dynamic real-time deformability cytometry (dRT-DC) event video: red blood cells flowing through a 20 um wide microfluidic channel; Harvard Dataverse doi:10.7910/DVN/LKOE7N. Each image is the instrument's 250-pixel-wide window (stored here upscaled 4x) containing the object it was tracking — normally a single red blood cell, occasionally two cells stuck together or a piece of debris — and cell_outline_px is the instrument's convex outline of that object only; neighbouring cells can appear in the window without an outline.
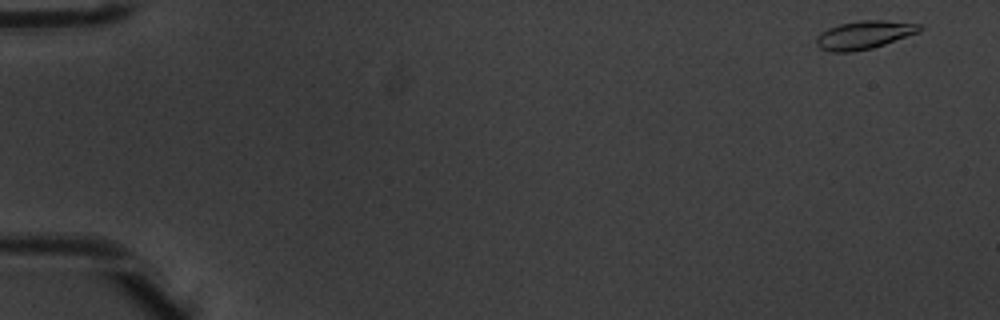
{"species": "common noctule bat (a hibernating species)", "species_latin": "Nyctalus noctula", "temperature_condition": "warm", "stored_images_in_passage": 5, "camera_frame_rate_fps": 3000, "um_per_image_px": 0.085, "animal": {"sex": "male", "body_mass_g": 20.1, "forearm_length_mm": 53.5}, "frame": {"image": 1, "passage_image": 1, "time_ms": 0.0, "image_size_px": [1000, 320], "cell_outline_px": [[924, 28], [920, 32], [872, 48], [852, 52], [832, 52], [820, 48], [816, 44], [816, 36], [820, 32], [828, 28], [840, 24], [860, 20], [880, 20], [920, 24]], "centroid_in_image_um": [73.44, 2.97], "position_along_channel_um": 11.6, "area_um2": 16.99}}
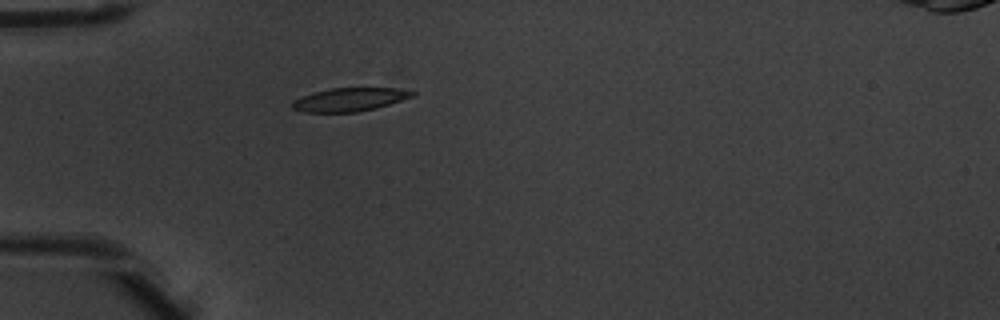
{"frame": {"image": 2, "passage_image": 5, "time_ms": 1.333, "image_size_px": [1000, 320], "cell_outline_px": [[416, 96], [376, 108], [356, 112], [300, 112], [292, 108], [292, 100], [316, 92], [332, 88], [396, 88], [416, 92]], "centroid_in_image_um": [29.74, 8.47], "position_along_channel_um": 55.3, "area_um2": 16.3}}